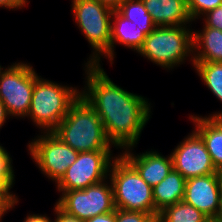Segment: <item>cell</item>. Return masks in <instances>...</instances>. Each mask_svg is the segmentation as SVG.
<instances>
[{
	"instance_id": "obj_1",
	"label": "cell",
	"mask_w": 222,
	"mask_h": 222,
	"mask_svg": "<svg viewBox=\"0 0 222 222\" xmlns=\"http://www.w3.org/2000/svg\"><path fill=\"white\" fill-rule=\"evenodd\" d=\"M84 65L86 77L81 95L101 119L108 139L116 149L136 147L151 118V103L115 84L102 65Z\"/></svg>"
},
{
	"instance_id": "obj_2",
	"label": "cell",
	"mask_w": 222,
	"mask_h": 222,
	"mask_svg": "<svg viewBox=\"0 0 222 222\" xmlns=\"http://www.w3.org/2000/svg\"><path fill=\"white\" fill-rule=\"evenodd\" d=\"M53 133L77 152L112 151L115 147L96 111L81 94Z\"/></svg>"
},
{
	"instance_id": "obj_3",
	"label": "cell",
	"mask_w": 222,
	"mask_h": 222,
	"mask_svg": "<svg viewBox=\"0 0 222 222\" xmlns=\"http://www.w3.org/2000/svg\"><path fill=\"white\" fill-rule=\"evenodd\" d=\"M190 28L191 25L158 26L146 35L137 53L166 70L179 67L188 57L194 66L193 29Z\"/></svg>"
},
{
	"instance_id": "obj_4",
	"label": "cell",
	"mask_w": 222,
	"mask_h": 222,
	"mask_svg": "<svg viewBox=\"0 0 222 222\" xmlns=\"http://www.w3.org/2000/svg\"><path fill=\"white\" fill-rule=\"evenodd\" d=\"M80 94L76 86L62 85L40 76L34 84L27 117L41 132H53Z\"/></svg>"
},
{
	"instance_id": "obj_5",
	"label": "cell",
	"mask_w": 222,
	"mask_h": 222,
	"mask_svg": "<svg viewBox=\"0 0 222 222\" xmlns=\"http://www.w3.org/2000/svg\"><path fill=\"white\" fill-rule=\"evenodd\" d=\"M71 2L73 20L92 48V54L85 64L101 66V57L110 62L111 21L114 10L97 0Z\"/></svg>"
},
{
	"instance_id": "obj_6",
	"label": "cell",
	"mask_w": 222,
	"mask_h": 222,
	"mask_svg": "<svg viewBox=\"0 0 222 222\" xmlns=\"http://www.w3.org/2000/svg\"><path fill=\"white\" fill-rule=\"evenodd\" d=\"M108 178L113 187L115 208L155 216L153 188L121 154L112 161Z\"/></svg>"
},
{
	"instance_id": "obj_7",
	"label": "cell",
	"mask_w": 222,
	"mask_h": 222,
	"mask_svg": "<svg viewBox=\"0 0 222 222\" xmlns=\"http://www.w3.org/2000/svg\"><path fill=\"white\" fill-rule=\"evenodd\" d=\"M40 76L30 63L15 62L0 73V101L10 117H27L35 81Z\"/></svg>"
},
{
	"instance_id": "obj_8",
	"label": "cell",
	"mask_w": 222,
	"mask_h": 222,
	"mask_svg": "<svg viewBox=\"0 0 222 222\" xmlns=\"http://www.w3.org/2000/svg\"><path fill=\"white\" fill-rule=\"evenodd\" d=\"M27 145L33 162L41 173L55 184L62 178L68 167L76 161L79 154L53 132H41Z\"/></svg>"
},
{
	"instance_id": "obj_9",
	"label": "cell",
	"mask_w": 222,
	"mask_h": 222,
	"mask_svg": "<svg viewBox=\"0 0 222 222\" xmlns=\"http://www.w3.org/2000/svg\"><path fill=\"white\" fill-rule=\"evenodd\" d=\"M56 204L69 215L87 220L97 215L114 211V196L111 180L108 178L86 189L59 191Z\"/></svg>"
},
{
	"instance_id": "obj_10",
	"label": "cell",
	"mask_w": 222,
	"mask_h": 222,
	"mask_svg": "<svg viewBox=\"0 0 222 222\" xmlns=\"http://www.w3.org/2000/svg\"><path fill=\"white\" fill-rule=\"evenodd\" d=\"M112 151L79 152L76 161L68 167L56 183L58 191L86 189L109 177L113 157Z\"/></svg>"
},
{
	"instance_id": "obj_11",
	"label": "cell",
	"mask_w": 222,
	"mask_h": 222,
	"mask_svg": "<svg viewBox=\"0 0 222 222\" xmlns=\"http://www.w3.org/2000/svg\"><path fill=\"white\" fill-rule=\"evenodd\" d=\"M171 152L173 168L186 180L209 174H222L214 166L204 141L193 130Z\"/></svg>"
},
{
	"instance_id": "obj_12",
	"label": "cell",
	"mask_w": 222,
	"mask_h": 222,
	"mask_svg": "<svg viewBox=\"0 0 222 222\" xmlns=\"http://www.w3.org/2000/svg\"><path fill=\"white\" fill-rule=\"evenodd\" d=\"M222 174H209L186 180L183 201L214 220L219 210Z\"/></svg>"
},
{
	"instance_id": "obj_13",
	"label": "cell",
	"mask_w": 222,
	"mask_h": 222,
	"mask_svg": "<svg viewBox=\"0 0 222 222\" xmlns=\"http://www.w3.org/2000/svg\"><path fill=\"white\" fill-rule=\"evenodd\" d=\"M135 146L122 150L120 153L140 174L141 178L152 188L159 184L173 169L171 153L166 157L156 150L133 154Z\"/></svg>"
},
{
	"instance_id": "obj_14",
	"label": "cell",
	"mask_w": 222,
	"mask_h": 222,
	"mask_svg": "<svg viewBox=\"0 0 222 222\" xmlns=\"http://www.w3.org/2000/svg\"><path fill=\"white\" fill-rule=\"evenodd\" d=\"M156 27H139L123 17L117 10L112 13L111 41H110V64H113L116 44L124 45L135 52L142 47L146 35Z\"/></svg>"
},
{
	"instance_id": "obj_15",
	"label": "cell",
	"mask_w": 222,
	"mask_h": 222,
	"mask_svg": "<svg viewBox=\"0 0 222 222\" xmlns=\"http://www.w3.org/2000/svg\"><path fill=\"white\" fill-rule=\"evenodd\" d=\"M154 24L158 26H186L192 24L187 0H142Z\"/></svg>"
},
{
	"instance_id": "obj_16",
	"label": "cell",
	"mask_w": 222,
	"mask_h": 222,
	"mask_svg": "<svg viewBox=\"0 0 222 222\" xmlns=\"http://www.w3.org/2000/svg\"><path fill=\"white\" fill-rule=\"evenodd\" d=\"M194 131L204 141L212 162L219 172H222V117H207L190 115Z\"/></svg>"
},
{
	"instance_id": "obj_17",
	"label": "cell",
	"mask_w": 222,
	"mask_h": 222,
	"mask_svg": "<svg viewBox=\"0 0 222 222\" xmlns=\"http://www.w3.org/2000/svg\"><path fill=\"white\" fill-rule=\"evenodd\" d=\"M194 62L222 63V31L203 27L193 31Z\"/></svg>"
},
{
	"instance_id": "obj_18",
	"label": "cell",
	"mask_w": 222,
	"mask_h": 222,
	"mask_svg": "<svg viewBox=\"0 0 222 222\" xmlns=\"http://www.w3.org/2000/svg\"><path fill=\"white\" fill-rule=\"evenodd\" d=\"M185 183L186 179L173 168L159 184L153 187L156 218L164 208L183 200Z\"/></svg>"
},
{
	"instance_id": "obj_19",
	"label": "cell",
	"mask_w": 222,
	"mask_h": 222,
	"mask_svg": "<svg viewBox=\"0 0 222 222\" xmlns=\"http://www.w3.org/2000/svg\"><path fill=\"white\" fill-rule=\"evenodd\" d=\"M193 68L208 90L222 103V63L194 62ZM207 117H222V110Z\"/></svg>"
},
{
	"instance_id": "obj_20",
	"label": "cell",
	"mask_w": 222,
	"mask_h": 222,
	"mask_svg": "<svg viewBox=\"0 0 222 222\" xmlns=\"http://www.w3.org/2000/svg\"><path fill=\"white\" fill-rule=\"evenodd\" d=\"M210 219L183 200L159 212L157 222H209Z\"/></svg>"
},
{
	"instance_id": "obj_21",
	"label": "cell",
	"mask_w": 222,
	"mask_h": 222,
	"mask_svg": "<svg viewBox=\"0 0 222 222\" xmlns=\"http://www.w3.org/2000/svg\"><path fill=\"white\" fill-rule=\"evenodd\" d=\"M117 11L139 27H157L142 0H125Z\"/></svg>"
},
{
	"instance_id": "obj_22",
	"label": "cell",
	"mask_w": 222,
	"mask_h": 222,
	"mask_svg": "<svg viewBox=\"0 0 222 222\" xmlns=\"http://www.w3.org/2000/svg\"><path fill=\"white\" fill-rule=\"evenodd\" d=\"M3 146H0V188H13L15 184V174L12 158Z\"/></svg>"
},
{
	"instance_id": "obj_23",
	"label": "cell",
	"mask_w": 222,
	"mask_h": 222,
	"mask_svg": "<svg viewBox=\"0 0 222 222\" xmlns=\"http://www.w3.org/2000/svg\"><path fill=\"white\" fill-rule=\"evenodd\" d=\"M222 4V0H187V9L190 18L195 22L206 12Z\"/></svg>"
},
{
	"instance_id": "obj_24",
	"label": "cell",
	"mask_w": 222,
	"mask_h": 222,
	"mask_svg": "<svg viewBox=\"0 0 222 222\" xmlns=\"http://www.w3.org/2000/svg\"><path fill=\"white\" fill-rule=\"evenodd\" d=\"M116 222H157V218L146 212L125 211L116 208Z\"/></svg>"
},
{
	"instance_id": "obj_25",
	"label": "cell",
	"mask_w": 222,
	"mask_h": 222,
	"mask_svg": "<svg viewBox=\"0 0 222 222\" xmlns=\"http://www.w3.org/2000/svg\"><path fill=\"white\" fill-rule=\"evenodd\" d=\"M12 188H0V218H3L8 211L15 208L19 203V199L11 192Z\"/></svg>"
},
{
	"instance_id": "obj_26",
	"label": "cell",
	"mask_w": 222,
	"mask_h": 222,
	"mask_svg": "<svg viewBox=\"0 0 222 222\" xmlns=\"http://www.w3.org/2000/svg\"><path fill=\"white\" fill-rule=\"evenodd\" d=\"M204 17V18H203ZM203 27H212L222 31V4L201 16Z\"/></svg>"
},
{
	"instance_id": "obj_27",
	"label": "cell",
	"mask_w": 222,
	"mask_h": 222,
	"mask_svg": "<svg viewBox=\"0 0 222 222\" xmlns=\"http://www.w3.org/2000/svg\"><path fill=\"white\" fill-rule=\"evenodd\" d=\"M54 222H84V220H80L79 218L69 215L64 210H62L56 203L54 205Z\"/></svg>"
},
{
	"instance_id": "obj_28",
	"label": "cell",
	"mask_w": 222,
	"mask_h": 222,
	"mask_svg": "<svg viewBox=\"0 0 222 222\" xmlns=\"http://www.w3.org/2000/svg\"><path fill=\"white\" fill-rule=\"evenodd\" d=\"M28 3V0H0V8L18 10L25 7Z\"/></svg>"
},
{
	"instance_id": "obj_29",
	"label": "cell",
	"mask_w": 222,
	"mask_h": 222,
	"mask_svg": "<svg viewBox=\"0 0 222 222\" xmlns=\"http://www.w3.org/2000/svg\"><path fill=\"white\" fill-rule=\"evenodd\" d=\"M84 222H116V209L110 213L97 215Z\"/></svg>"
},
{
	"instance_id": "obj_30",
	"label": "cell",
	"mask_w": 222,
	"mask_h": 222,
	"mask_svg": "<svg viewBox=\"0 0 222 222\" xmlns=\"http://www.w3.org/2000/svg\"><path fill=\"white\" fill-rule=\"evenodd\" d=\"M46 215L47 214L42 215L39 213L38 214L30 213L25 217L23 222H54V220L52 221L50 217L48 218Z\"/></svg>"
},
{
	"instance_id": "obj_31",
	"label": "cell",
	"mask_w": 222,
	"mask_h": 222,
	"mask_svg": "<svg viewBox=\"0 0 222 222\" xmlns=\"http://www.w3.org/2000/svg\"><path fill=\"white\" fill-rule=\"evenodd\" d=\"M9 118L10 115L8 114L5 105L0 101V129L4 126V123H6V120ZM0 146H2L1 143Z\"/></svg>"
},
{
	"instance_id": "obj_32",
	"label": "cell",
	"mask_w": 222,
	"mask_h": 222,
	"mask_svg": "<svg viewBox=\"0 0 222 222\" xmlns=\"http://www.w3.org/2000/svg\"><path fill=\"white\" fill-rule=\"evenodd\" d=\"M97 1L110 7L113 10H117L125 0H97Z\"/></svg>"
},
{
	"instance_id": "obj_33",
	"label": "cell",
	"mask_w": 222,
	"mask_h": 222,
	"mask_svg": "<svg viewBox=\"0 0 222 222\" xmlns=\"http://www.w3.org/2000/svg\"><path fill=\"white\" fill-rule=\"evenodd\" d=\"M215 222H222V191H221V195H220V204H219V210L217 215L214 218Z\"/></svg>"
},
{
	"instance_id": "obj_34",
	"label": "cell",
	"mask_w": 222,
	"mask_h": 222,
	"mask_svg": "<svg viewBox=\"0 0 222 222\" xmlns=\"http://www.w3.org/2000/svg\"><path fill=\"white\" fill-rule=\"evenodd\" d=\"M3 68H4V67H2V66L0 65V73H1V71H2Z\"/></svg>"
}]
</instances>
